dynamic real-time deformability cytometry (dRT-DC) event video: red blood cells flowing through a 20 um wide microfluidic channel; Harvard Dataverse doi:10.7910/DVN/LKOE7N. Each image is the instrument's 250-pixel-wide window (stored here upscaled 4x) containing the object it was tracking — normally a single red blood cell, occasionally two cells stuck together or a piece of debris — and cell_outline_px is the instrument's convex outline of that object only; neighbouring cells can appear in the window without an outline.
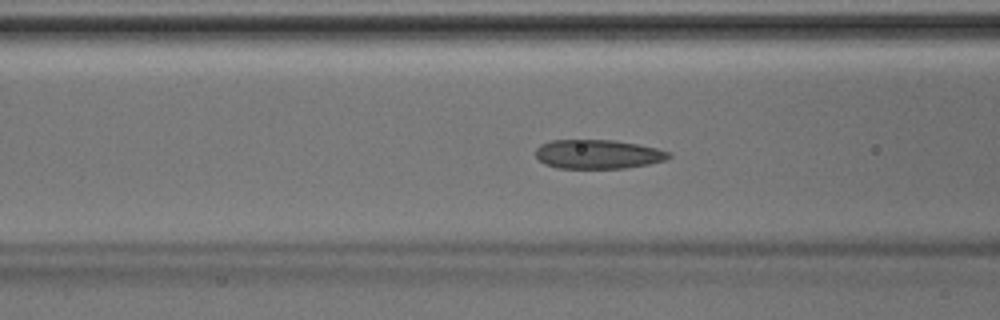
{"species": "Egyptian fruit bat (a non-hibernating species)", "species_latin": "Rousettus aegyptiacus", "temperature_condition": "room temperature", "stored_images_in_passage": 33, "camera_frame_rate_fps": 3000, "um_per_image_px": 0.085, "animal": {"sex": "male"}, "frame": {"image": 1, "passage_image": 6, "time_ms": 1.667, "image_size_px": [1000, 320], "cell_outline_px": [[672, 156], [664, 160], [648, 164], [624, 168], [556, 168], [544, 164], [536, 156], [536, 148], [540, 144], [552, 140], [612, 140], [636, 144], [656, 148], [668, 152]], "centroid_in_image_um": [50.78, 13.11], "position_along_channel_um": 115.8, "area_um2": 22.43}}
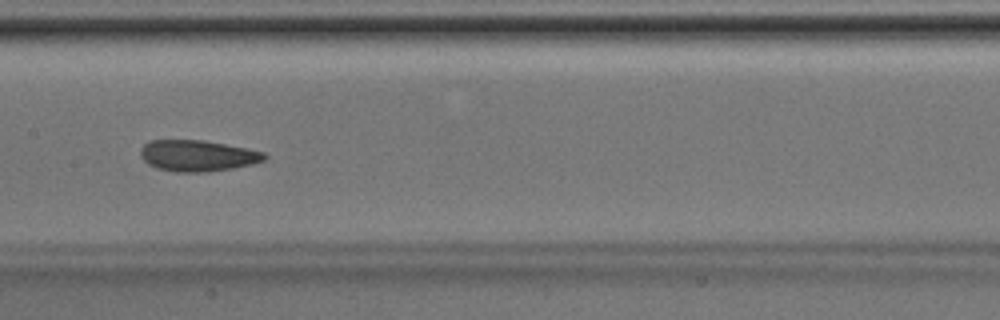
{"frame": {"image": 2, "passage_image": 11, "time_ms": 3.333, "image_size_px": [1000, 320], "cell_outline_px": [[268, 156], [264, 160], [252, 164], [232, 168], [208, 172], [176, 172], [156, 168], [148, 164], [140, 156], [140, 148], [148, 140], [204, 140], [248, 148], [264, 152]], "centroid_in_image_um": [16.78, 13.23], "position_along_channel_um": 190.6, "area_um2": 22.72}}
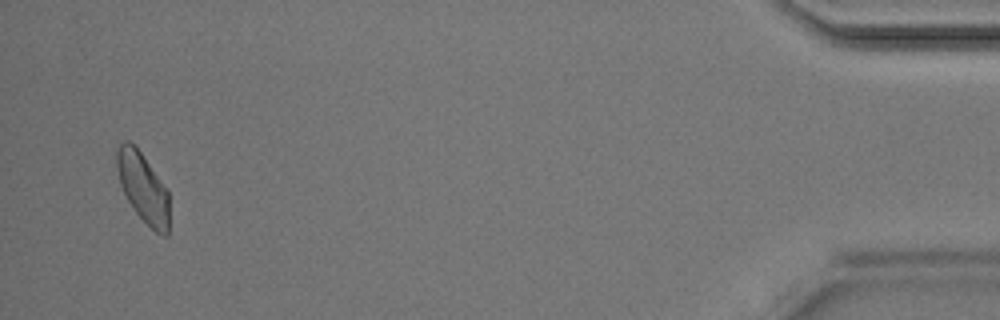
{"frame": {"image": 3, "passage_image": 32, "time_ms": 10.333, "image_size_px": [1000, 320], "cell_outline_px": [[168, 236], [164, 236], [156, 232], [136, 212], [128, 200], [120, 184], [116, 164], [116, 152], [120, 144], [124, 140], [128, 140], [140, 152], [168, 188]], "centroid_in_image_um": [12.16, 15.93], "position_along_channel_um": 423.0, "area_um2": 20.98}}